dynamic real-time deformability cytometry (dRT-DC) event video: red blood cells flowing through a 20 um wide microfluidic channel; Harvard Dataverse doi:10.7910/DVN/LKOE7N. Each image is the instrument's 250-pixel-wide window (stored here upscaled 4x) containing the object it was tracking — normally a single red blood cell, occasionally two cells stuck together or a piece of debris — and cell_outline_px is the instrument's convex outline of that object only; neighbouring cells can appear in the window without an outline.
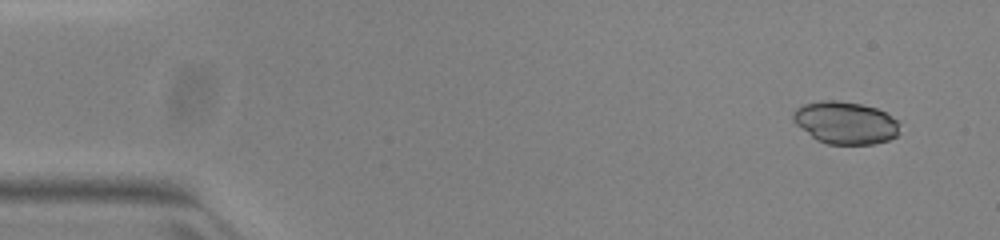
{"species": "common noctule bat (a hibernating species)", "species_latin": "Nyctalus noctula", "temperature_condition": "warm", "stored_images_in_passage": 49, "camera_frame_rate_fps": 3000, "um_per_image_px": 0.085, "animal": {"sex": "female", "body_mass_g": 23.0, "forearm_length_mm": 53.4}, "frame": {"image": 1, "passage_image": 1, "time_ms": 0.0, "image_size_px": [1000, 240], "cell_outline_px": [[896, 136], [888, 140], [872, 144], [828, 144], [816, 140], [796, 124], [792, 120], [792, 112], [796, 108], [804, 104], [820, 100], [836, 100], [860, 104], [876, 108], [884, 112], [896, 120]], "centroid_in_image_um": [71.78, 10.43], "position_along_channel_um": 13.2, "area_um2": 26.07}}
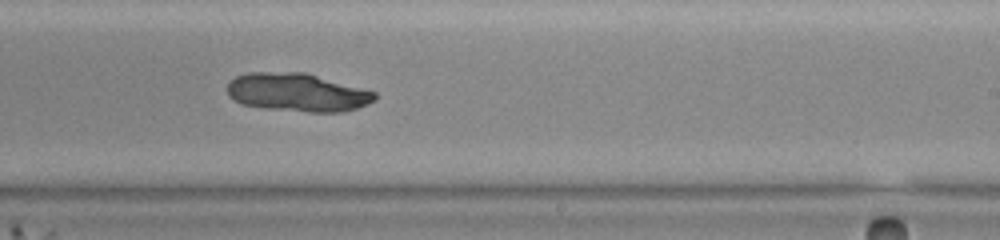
{"frame": {"image": 2, "passage_image": 29, "time_ms": 9.333, "image_size_px": [1000, 240], "cell_outline_px": [[376, 100], [368, 104], [344, 112], [308, 112], [264, 108], [244, 104], [228, 96], [228, 84], [236, 76], [248, 72], [304, 72], [376, 92]], "centroid_in_image_um": [25.29, 7.86], "position_along_channel_um": 263.7, "area_um2": 32.77}}
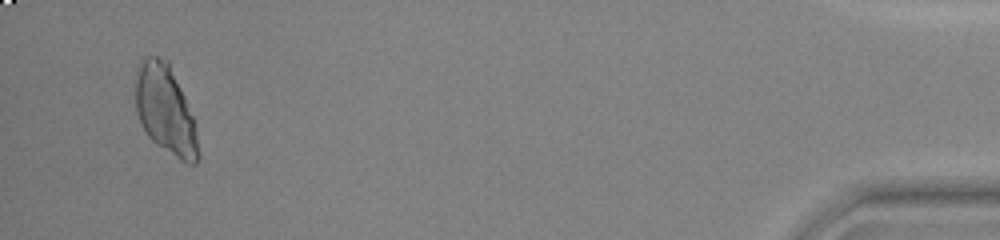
{"frame": {"image": 3, "passage_image": 47, "time_ms": 15.333, "image_size_px": [1000, 240], "cell_outline_px": [[200, 156], [196, 164], [188, 164], [180, 160], [156, 144], [148, 136], [136, 112], [136, 80], [140, 64], [144, 56], [156, 56], [168, 60], [192, 116], [196, 132]], "centroid_in_image_um": [14.06, 9.36], "position_along_channel_um": 421.1, "area_um2": 31.96}}